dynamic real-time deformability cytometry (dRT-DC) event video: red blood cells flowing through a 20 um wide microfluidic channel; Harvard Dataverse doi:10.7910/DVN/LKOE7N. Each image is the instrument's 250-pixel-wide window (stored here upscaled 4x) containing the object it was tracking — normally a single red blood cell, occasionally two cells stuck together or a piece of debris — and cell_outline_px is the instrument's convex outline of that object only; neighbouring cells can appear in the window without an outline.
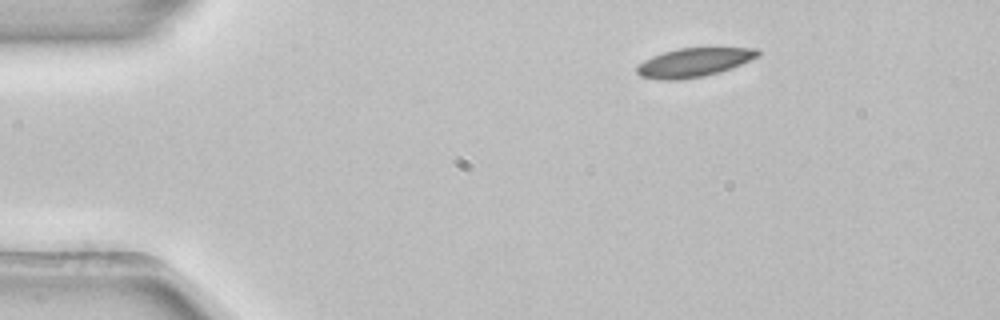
{"species": "common noctule bat (a hibernating species)", "species_latin": "Nyctalus noctula", "temperature_condition": "room temperature", "stored_images_in_passage": 3, "camera_frame_rate_fps": 3000, "um_per_image_px": 0.085, "animal": {"sex": "female", "body_mass_g": 22.7, "forearm_length_mm": 54.2}, "frame": {"image": 1, "passage_image": 1, "time_ms": 0.0, "image_size_px": [1000, 320], "cell_outline_px": [[760, 52], [756, 56], [732, 68], [720, 72], [704, 76], [676, 80], [660, 80], [640, 76], [636, 72], [636, 68], [644, 60], [652, 56], [676, 48], [756, 48]], "centroid_in_image_um": [58.93, 5.31], "position_along_channel_um": 26.1, "area_um2": 20.11}}
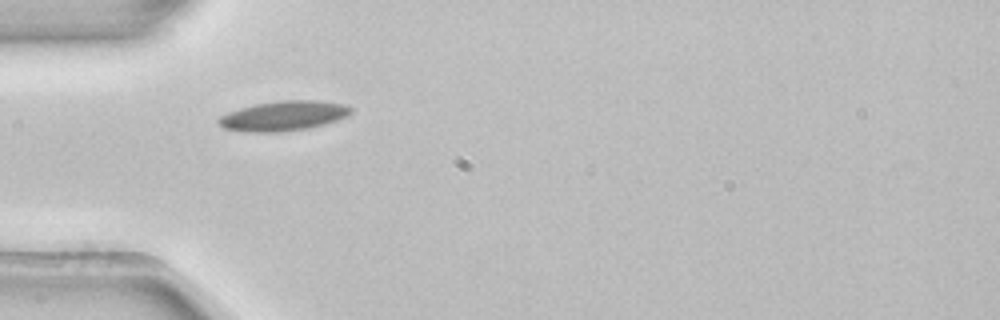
{"frame": {"image": 2, "passage_image": 3, "time_ms": 0.667, "image_size_px": [1000, 320], "cell_outline_px": [[352, 112], [348, 116], [324, 124], [308, 128], [280, 132], [248, 132], [224, 128], [216, 120], [220, 116], [228, 112], [240, 108], [256, 104], [280, 100], [320, 100], [344, 104], [352, 108]], "centroid_in_image_um": [24.11, 9.84], "position_along_channel_um": 60.9, "area_um2": 23.0}}